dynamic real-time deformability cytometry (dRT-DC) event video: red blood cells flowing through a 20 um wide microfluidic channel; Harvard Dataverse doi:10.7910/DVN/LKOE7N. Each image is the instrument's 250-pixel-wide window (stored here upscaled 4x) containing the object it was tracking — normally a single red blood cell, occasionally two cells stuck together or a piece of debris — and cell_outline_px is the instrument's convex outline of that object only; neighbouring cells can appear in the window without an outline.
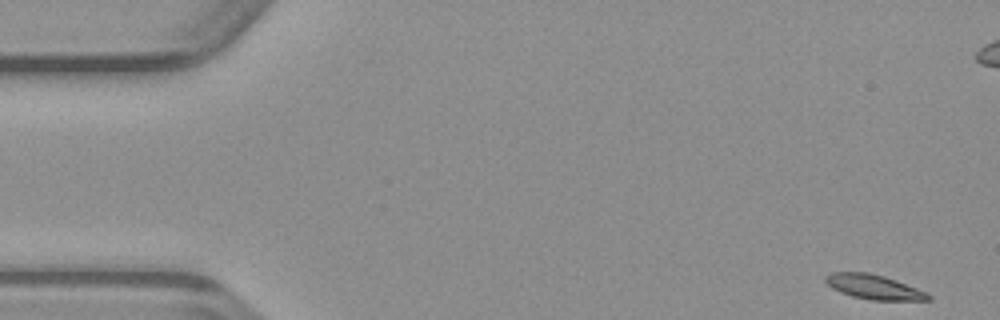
{"species": "common noctule bat (a hibernating species)", "species_latin": "Nyctalus noctula", "temperature_condition": "warm", "stored_images_in_passage": 49, "camera_frame_rate_fps": 3000, "um_per_image_px": 0.085, "animal": {"sex": "male", "body_mass_g": 23.1, "forearm_length_mm": 52.7}, "frame": {"image": 1, "passage_image": 1, "time_ms": 0.0, "image_size_px": [1000, 320], "cell_outline_px": [[932, 300], [872, 300], [852, 296], [840, 292], [832, 288], [824, 280], [824, 276], [832, 272], [868, 272], [884, 276], [896, 280], [928, 292], [932, 296]], "centroid_in_image_um": [74.3, 24.39], "position_along_channel_um": 10.7, "area_um2": 14.8}}
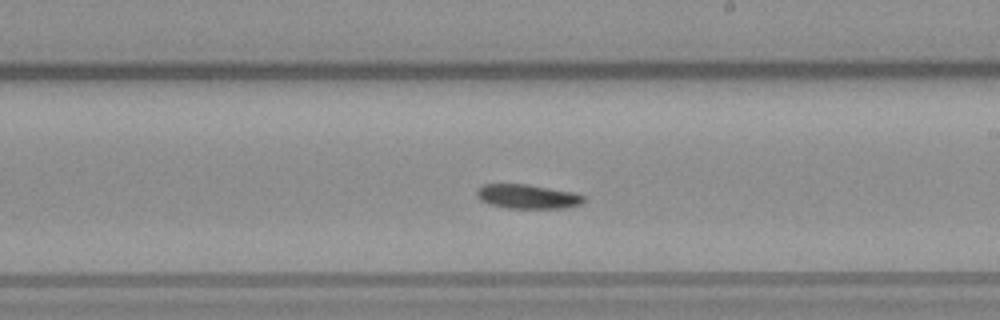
{"frame": {"image": 2, "passage_image": 27, "time_ms": 8.667, "image_size_px": [1000, 320], "cell_outline_px": [[584, 200], [580, 204], [564, 208], [508, 208], [488, 204], [480, 200], [476, 196], [476, 192], [484, 184], [528, 184], [576, 192], [584, 196]], "centroid_in_image_um": [44.84, 16.7], "position_along_channel_um": 244.2, "area_um2": 15.2}}
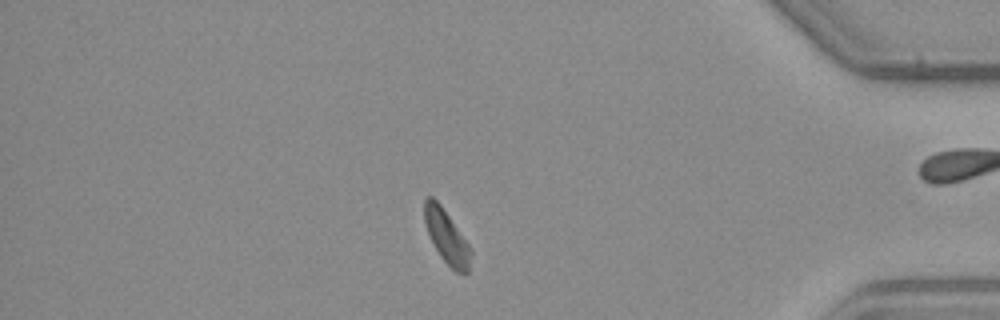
{"frame": {"image": 3, "passage_image": 41, "time_ms": 13.333, "image_size_px": [1000, 320], "cell_outline_px": [[472, 252], [468, 272], [456, 272], [440, 256], [428, 232], [424, 220], [424, 200], [428, 196], [432, 196], [440, 204], [468, 244]], "centroid_in_image_um": [37.95, 20.11], "position_along_channel_um": 397.2, "area_um2": 13.93}}